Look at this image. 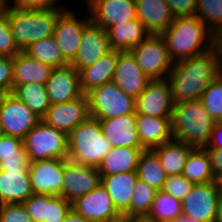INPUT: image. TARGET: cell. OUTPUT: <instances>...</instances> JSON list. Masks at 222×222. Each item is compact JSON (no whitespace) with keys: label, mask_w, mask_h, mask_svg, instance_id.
<instances>
[{"label":"cell","mask_w":222,"mask_h":222,"mask_svg":"<svg viewBox=\"0 0 222 222\" xmlns=\"http://www.w3.org/2000/svg\"><path fill=\"white\" fill-rule=\"evenodd\" d=\"M23 52L31 58L51 65L53 68L70 64L62 54L61 48L54 36H49L30 43Z\"/></svg>","instance_id":"cell-32"},{"label":"cell","mask_w":222,"mask_h":222,"mask_svg":"<svg viewBox=\"0 0 222 222\" xmlns=\"http://www.w3.org/2000/svg\"><path fill=\"white\" fill-rule=\"evenodd\" d=\"M127 222H156L148 216H131L127 217Z\"/></svg>","instance_id":"cell-52"},{"label":"cell","mask_w":222,"mask_h":222,"mask_svg":"<svg viewBox=\"0 0 222 222\" xmlns=\"http://www.w3.org/2000/svg\"><path fill=\"white\" fill-rule=\"evenodd\" d=\"M222 74V41L212 50L175 62L168 75L174 104L200 100L202 93Z\"/></svg>","instance_id":"cell-1"},{"label":"cell","mask_w":222,"mask_h":222,"mask_svg":"<svg viewBox=\"0 0 222 222\" xmlns=\"http://www.w3.org/2000/svg\"><path fill=\"white\" fill-rule=\"evenodd\" d=\"M89 117L88 97L83 94L70 102L52 104L42 120L68 135Z\"/></svg>","instance_id":"cell-17"},{"label":"cell","mask_w":222,"mask_h":222,"mask_svg":"<svg viewBox=\"0 0 222 222\" xmlns=\"http://www.w3.org/2000/svg\"><path fill=\"white\" fill-rule=\"evenodd\" d=\"M84 4L91 22L105 29L137 18L135 0H87Z\"/></svg>","instance_id":"cell-14"},{"label":"cell","mask_w":222,"mask_h":222,"mask_svg":"<svg viewBox=\"0 0 222 222\" xmlns=\"http://www.w3.org/2000/svg\"><path fill=\"white\" fill-rule=\"evenodd\" d=\"M22 204L33 222L46 221L48 195L33 194Z\"/></svg>","instance_id":"cell-43"},{"label":"cell","mask_w":222,"mask_h":222,"mask_svg":"<svg viewBox=\"0 0 222 222\" xmlns=\"http://www.w3.org/2000/svg\"><path fill=\"white\" fill-rule=\"evenodd\" d=\"M182 215L181 201L172 195L159 190L152 202L151 209L147 215L156 222H172Z\"/></svg>","instance_id":"cell-35"},{"label":"cell","mask_w":222,"mask_h":222,"mask_svg":"<svg viewBox=\"0 0 222 222\" xmlns=\"http://www.w3.org/2000/svg\"><path fill=\"white\" fill-rule=\"evenodd\" d=\"M45 86L51 105L70 102L83 95L79 71L71 64L53 68Z\"/></svg>","instance_id":"cell-19"},{"label":"cell","mask_w":222,"mask_h":222,"mask_svg":"<svg viewBox=\"0 0 222 222\" xmlns=\"http://www.w3.org/2000/svg\"><path fill=\"white\" fill-rule=\"evenodd\" d=\"M195 15L222 41V0H197Z\"/></svg>","instance_id":"cell-36"},{"label":"cell","mask_w":222,"mask_h":222,"mask_svg":"<svg viewBox=\"0 0 222 222\" xmlns=\"http://www.w3.org/2000/svg\"><path fill=\"white\" fill-rule=\"evenodd\" d=\"M74 13L76 12L65 9L58 16L53 35L69 63L75 59L84 28L91 22L89 14L78 18Z\"/></svg>","instance_id":"cell-13"},{"label":"cell","mask_w":222,"mask_h":222,"mask_svg":"<svg viewBox=\"0 0 222 222\" xmlns=\"http://www.w3.org/2000/svg\"><path fill=\"white\" fill-rule=\"evenodd\" d=\"M220 200L216 181L194 184L181 202L182 215L200 222H215Z\"/></svg>","instance_id":"cell-10"},{"label":"cell","mask_w":222,"mask_h":222,"mask_svg":"<svg viewBox=\"0 0 222 222\" xmlns=\"http://www.w3.org/2000/svg\"><path fill=\"white\" fill-rule=\"evenodd\" d=\"M157 190L138 179L131 198L129 217L147 216L155 199Z\"/></svg>","instance_id":"cell-37"},{"label":"cell","mask_w":222,"mask_h":222,"mask_svg":"<svg viewBox=\"0 0 222 222\" xmlns=\"http://www.w3.org/2000/svg\"><path fill=\"white\" fill-rule=\"evenodd\" d=\"M141 70L150 80L168 78L174 62L170 58L165 41L160 34H150L132 50Z\"/></svg>","instance_id":"cell-8"},{"label":"cell","mask_w":222,"mask_h":222,"mask_svg":"<svg viewBox=\"0 0 222 222\" xmlns=\"http://www.w3.org/2000/svg\"><path fill=\"white\" fill-rule=\"evenodd\" d=\"M0 170H29L28 157L5 158L0 162Z\"/></svg>","instance_id":"cell-48"},{"label":"cell","mask_w":222,"mask_h":222,"mask_svg":"<svg viewBox=\"0 0 222 222\" xmlns=\"http://www.w3.org/2000/svg\"><path fill=\"white\" fill-rule=\"evenodd\" d=\"M193 187L194 183L189 182L182 174H178L167 177L162 191L182 202Z\"/></svg>","instance_id":"cell-40"},{"label":"cell","mask_w":222,"mask_h":222,"mask_svg":"<svg viewBox=\"0 0 222 222\" xmlns=\"http://www.w3.org/2000/svg\"><path fill=\"white\" fill-rule=\"evenodd\" d=\"M9 1L10 0H6V7H9V8H17V9L64 8L63 6L58 4V0H13V2L11 1L9 2Z\"/></svg>","instance_id":"cell-45"},{"label":"cell","mask_w":222,"mask_h":222,"mask_svg":"<svg viewBox=\"0 0 222 222\" xmlns=\"http://www.w3.org/2000/svg\"><path fill=\"white\" fill-rule=\"evenodd\" d=\"M62 222H91L85 219L82 215L78 214L76 211L71 209L68 215L64 218Z\"/></svg>","instance_id":"cell-51"},{"label":"cell","mask_w":222,"mask_h":222,"mask_svg":"<svg viewBox=\"0 0 222 222\" xmlns=\"http://www.w3.org/2000/svg\"><path fill=\"white\" fill-rule=\"evenodd\" d=\"M33 194L28 170H0V204L23 203Z\"/></svg>","instance_id":"cell-26"},{"label":"cell","mask_w":222,"mask_h":222,"mask_svg":"<svg viewBox=\"0 0 222 222\" xmlns=\"http://www.w3.org/2000/svg\"><path fill=\"white\" fill-rule=\"evenodd\" d=\"M112 149L99 119L89 117L68 134V160L98 168Z\"/></svg>","instance_id":"cell-4"},{"label":"cell","mask_w":222,"mask_h":222,"mask_svg":"<svg viewBox=\"0 0 222 222\" xmlns=\"http://www.w3.org/2000/svg\"><path fill=\"white\" fill-rule=\"evenodd\" d=\"M72 209L91 222H115L122 218L102 184L73 202Z\"/></svg>","instance_id":"cell-16"},{"label":"cell","mask_w":222,"mask_h":222,"mask_svg":"<svg viewBox=\"0 0 222 222\" xmlns=\"http://www.w3.org/2000/svg\"><path fill=\"white\" fill-rule=\"evenodd\" d=\"M172 118L137 115L139 142L144 150H152L173 139Z\"/></svg>","instance_id":"cell-23"},{"label":"cell","mask_w":222,"mask_h":222,"mask_svg":"<svg viewBox=\"0 0 222 222\" xmlns=\"http://www.w3.org/2000/svg\"><path fill=\"white\" fill-rule=\"evenodd\" d=\"M160 35L174 63L204 54L220 42L196 15L175 17Z\"/></svg>","instance_id":"cell-2"},{"label":"cell","mask_w":222,"mask_h":222,"mask_svg":"<svg viewBox=\"0 0 222 222\" xmlns=\"http://www.w3.org/2000/svg\"><path fill=\"white\" fill-rule=\"evenodd\" d=\"M101 184V174L96 167L64 159L62 197L70 202L86 195Z\"/></svg>","instance_id":"cell-11"},{"label":"cell","mask_w":222,"mask_h":222,"mask_svg":"<svg viewBox=\"0 0 222 222\" xmlns=\"http://www.w3.org/2000/svg\"><path fill=\"white\" fill-rule=\"evenodd\" d=\"M174 17L193 16L197 0H166Z\"/></svg>","instance_id":"cell-47"},{"label":"cell","mask_w":222,"mask_h":222,"mask_svg":"<svg viewBox=\"0 0 222 222\" xmlns=\"http://www.w3.org/2000/svg\"><path fill=\"white\" fill-rule=\"evenodd\" d=\"M115 222H127V217H122L120 220H117Z\"/></svg>","instance_id":"cell-58"},{"label":"cell","mask_w":222,"mask_h":222,"mask_svg":"<svg viewBox=\"0 0 222 222\" xmlns=\"http://www.w3.org/2000/svg\"><path fill=\"white\" fill-rule=\"evenodd\" d=\"M173 139L194 148H206L215 121L200 100L174 104L172 114Z\"/></svg>","instance_id":"cell-3"},{"label":"cell","mask_w":222,"mask_h":222,"mask_svg":"<svg viewBox=\"0 0 222 222\" xmlns=\"http://www.w3.org/2000/svg\"><path fill=\"white\" fill-rule=\"evenodd\" d=\"M174 102L169 81L151 80L136 98V115L172 118Z\"/></svg>","instance_id":"cell-12"},{"label":"cell","mask_w":222,"mask_h":222,"mask_svg":"<svg viewBox=\"0 0 222 222\" xmlns=\"http://www.w3.org/2000/svg\"><path fill=\"white\" fill-rule=\"evenodd\" d=\"M112 50L107 29L90 22L83 31L75 59L70 63L76 69L95 64Z\"/></svg>","instance_id":"cell-18"},{"label":"cell","mask_w":222,"mask_h":222,"mask_svg":"<svg viewBox=\"0 0 222 222\" xmlns=\"http://www.w3.org/2000/svg\"><path fill=\"white\" fill-rule=\"evenodd\" d=\"M205 149H222V122H215L210 142Z\"/></svg>","instance_id":"cell-50"},{"label":"cell","mask_w":222,"mask_h":222,"mask_svg":"<svg viewBox=\"0 0 222 222\" xmlns=\"http://www.w3.org/2000/svg\"><path fill=\"white\" fill-rule=\"evenodd\" d=\"M143 148L112 147L97 168L101 176L136 171Z\"/></svg>","instance_id":"cell-29"},{"label":"cell","mask_w":222,"mask_h":222,"mask_svg":"<svg viewBox=\"0 0 222 222\" xmlns=\"http://www.w3.org/2000/svg\"><path fill=\"white\" fill-rule=\"evenodd\" d=\"M6 7V0H0V10Z\"/></svg>","instance_id":"cell-57"},{"label":"cell","mask_w":222,"mask_h":222,"mask_svg":"<svg viewBox=\"0 0 222 222\" xmlns=\"http://www.w3.org/2000/svg\"><path fill=\"white\" fill-rule=\"evenodd\" d=\"M137 19L151 34H161L174 20L166 0H135Z\"/></svg>","instance_id":"cell-25"},{"label":"cell","mask_w":222,"mask_h":222,"mask_svg":"<svg viewBox=\"0 0 222 222\" xmlns=\"http://www.w3.org/2000/svg\"><path fill=\"white\" fill-rule=\"evenodd\" d=\"M65 8H9V23L17 47L23 51L30 43L54 35L58 16Z\"/></svg>","instance_id":"cell-5"},{"label":"cell","mask_w":222,"mask_h":222,"mask_svg":"<svg viewBox=\"0 0 222 222\" xmlns=\"http://www.w3.org/2000/svg\"><path fill=\"white\" fill-rule=\"evenodd\" d=\"M215 222H222V198L219 200Z\"/></svg>","instance_id":"cell-54"},{"label":"cell","mask_w":222,"mask_h":222,"mask_svg":"<svg viewBox=\"0 0 222 222\" xmlns=\"http://www.w3.org/2000/svg\"><path fill=\"white\" fill-rule=\"evenodd\" d=\"M72 209V204L62 196L48 195L46 221L62 222Z\"/></svg>","instance_id":"cell-41"},{"label":"cell","mask_w":222,"mask_h":222,"mask_svg":"<svg viewBox=\"0 0 222 222\" xmlns=\"http://www.w3.org/2000/svg\"><path fill=\"white\" fill-rule=\"evenodd\" d=\"M112 81L124 93L136 99L151 80L141 70L131 51H119Z\"/></svg>","instance_id":"cell-20"},{"label":"cell","mask_w":222,"mask_h":222,"mask_svg":"<svg viewBox=\"0 0 222 222\" xmlns=\"http://www.w3.org/2000/svg\"><path fill=\"white\" fill-rule=\"evenodd\" d=\"M182 175L194 184L216 181L212 171L211 159L205 148H194L190 152Z\"/></svg>","instance_id":"cell-31"},{"label":"cell","mask_w":222,"mask_h":222,"mask_svg":"<svg viewBox=\"0 0 222 222\" xmlns=\"http://www.w3.org/2000/svg\"><path fill=\"white\" fill-rule=\"evenodd\" d=\"M104 137L112 147L142 148L137 132V115L126 114L99 120Z\"/></svg>","instance_id":"cell-21"},{"label":"cell","mask_w":222,"mask_h":222,"mask_svg":"<svg viewBox=\"0 0 222 222\" xmlns=\"http://www.w3.org/2000/svg\"><path fill=\"white\" fill-rule=\"evenodd\" d=\"M211 159L212 171L215 178L222 176V149H206Z\"/></svg>","instance_id":"cell-49"},{"label":"cell","mask_w":222,"mask_h":222,"mask_svg":"<svg viewBox=\"0 0 222 222\" xmlns=\"http://www.w3.org/2000/svg\"><path fill=\"white\" fill-rule=\"evenodd\" d=\"M172 222H200V221L181 215L180 217H177L176 219H174Z\"/></svg>","instance_id":"cell-53"},{"label":"cell","mask_w":222,"mask_h":222,"mask_svg":"<svg viewBox=\"0 0 222 222\" xmlns=\"http://www.w3.org/2000/svg\"><path fill=\"white\" fill-rule=\"evenodd\" d=\"M13 57L0 56V88L13 92Z\"/></svg>","instance_id":"cell-46"},{"label":"cell","mask_w":222,"mask_h":222,"mask_svg":"<svg viewBox=\"0 0 222 222\" xmlns=\"http://www.w3.org/2000/svg\"><path fill=\"white\" fill-rule=\"evenodd\" d=\"M200 101L215 122H222V74L202 93Z\"/></svg>","instance_id":"cell-38"},{"label":"cell","mask_w":222,"mask_h":222,"mask_svg":"<svg viewBox=\"0 0 222 222\" xmlns=\"http://www.w3.org/2000/svg\"><path fill=\"white\" fill-rule=\"evenodd\" d=\"M10 93L3 88H0V108L4 103L5 98L9 95Z\"/></svg>","instance_id":"cell-55"},{"label":"cell","mask_w":222,"mask_h":222,"mask_svg":"<svg viewBox=\"0 0 222 222\" xmlns=\"http://www.w3.org/2000/svg\"><path fill=\"white\" fill-rule=\"evenodd\" d=\"M193 149L191 145L172 139L153 150L159 156L160 164L167 176H171L183 174L187 158Z\"/></svg>","instance_id":"cell-30"},{"label":"cell","mask_w":222,"mask_h":222,"mask_svg":"<svg viewBox=\"0 0 222 222\" xmlns=\"http://www.w3.org/2000/svg\"><path fill=\"white\" fill-rule=\"evenodd\" d=\"M41 120L23 101L10 93L0 108V133L23 140Z\"/></svg>","instance_id":"cell-9"},{"label":"cell","mask_w":222,"mask_h":222,"mask_svg":"<svg viewBox=\"0 0 222 222\" xmlns=\"http://www.w3.org/2000/svg\"><path fill=\"white\" fill-rule=\"evenodd\" d=\"M19 52L9 23V7H5L0 10V56L14 57Z\"/></svg>","instance_id":"cell-39"},{"label":"cell","mask_w":222,"mask_h":222,"mask_svg":"<svg viewBox=\"0 0 222 222\" xmlns=\"http://www.w3.org/2000/svg\"><path fill=\"white\" fill-rule=\"evenodd\" d=\"M11 157H28L23 140L0 133V162Z\"/></svg>","instance_id":"cell-42"},{"label":"cell","mask_w":222,"mask_h":222,"mask_svg":"<svg viewBox=\"0 0 222 222\" xmlns=\"http://www.w3.org/2000/svg\"><path fill=\"white\" fill-rule=\"evenodd\" d=\"M87 97L92 118L100 120L136 114V99L124 93L113 81L92 89Z\"/></svg>","instance_id":"cell-7"},{"label":"cell","mask_w":222,"mask_h":222,"mask_svg":"<svg viewBox=\"0 0 222 222\" xmlns=\"http://www.w3.org/2000/svg\"><path fill=\"white\" fill-rule=\"evenodd\" d=\"M138 178L157 191L162 190L167 174L160 164L159 156L152 150H143L137 166Z\"/></svg>","instance_id":"cell-33"},{"label":"cell","mask_w":222,"mask_h":222,"mask_svg":"<svg viewBox=\"0 0 222 222\" xmlns=\"http://www.w3.org/2000/svg\"><path fill=\"white\" fill-rule=\"evenodd\" d=\"M216 183L218 186L220 198H222V176L216 178Z\"/></svg>","instance_id":"cell-56"},{"label":"cell","mask_w":222,"mask_h":222,"mask_svg":"<svg viewBox=\"0 0 222 222\" xmlns=\"http://www.w3.org/2000/svg\"><path fill=\"white\" fill-rule=\"evenodd\" d=\"M29 163L68 159V135L41 120L23 139Z\"/></svg>","instance_id":"cell-6"},{"label":"cell","mask_w":222,"mask_h":222,"mask_svg":"<svg viewBox=\"0 0 222 222\" xmlns=\"http://www.w3.org/2000/svg\"><path fill=\"white\" fill-rule=\"evenodd\" d=\"M34 194L62 196L64 159H47L29 163Z\"/></svg>","instance_id":"cell-15"},{"label":"cell","mask_w":222,"mask_h":222,"mask_svg":"<svg viewBox=\"0 0 222 222\" xmlns=\"http://www.w3.org/2000/svg\"><path fill=\"white\" fill-rule=\"evenodd\" d=\"M110 45L118 51H131L151 33L136 18L107 28Z\"/></svg>","instance_id":"cell-28"},{"label":"cell","mask_w":222,"mask_h":222,"mask_svg":"<svg viewBox=\"0 0 222 222\" xmlns=\"http://www.w3.org/2000/svg\"><path fill=\"white\" fill-rule=\"evenodd\" d=\"M138 179L137 171L101 176L102 186L108 191L122 217H129L131 198Z\"/></svg>","instance_id":"cell-22"},{"label":"cell","mask_w":222,"mask_h":222,"mask_svg":"<svg viewBox=\"0 0 222 222\" xmlns=\"http://www.w3.org/2000/svg\"><path fill=\"white\" fill-rule=\"evenodd\" d=\"M0 222H33L22 203L0 204Z\"/></svg>","instance_id":"cell-44"},{"label":"cell","mask_w":222,"mask_h":222,"mask_svg":"<svg viewBox=\"0 0 222 222\" xmlns=\"http://www.w3.org/2000/svg\"><path fill=\"white\" fill-rule=\"evenodd\" d=\"M12 93L41 118L46 115L51 106L46 86L43 84H20L13 89Z\"/></svg>","instance_id":"cell-34"},{"label":"cell","mask_w":222,"mask_h":222,"mask_svg":"<svg viewBox=\"0 0 222 222\" xmlns=\"http://www.w3.org/2000/svg\"><path fill=\"white\" fill-rule=\"evenodd\" d=\"M118 54V50L112 49L95 64L77 69L79 71L80 89L83 94L112 81Z\"/></svg>","instance_id":"cell-24"},{"label":"cell","mask_w":222,"mask_h":222,"mask_svg":"<svg viewBox=\"0 0 222 222\" xmlns=\"http://www.w3.org/2000/svg\"><path fill=\"white\" fill-rule=\"evenodd\" d=\"M13 89L20 84L38 83L45 85L53 67L29 57L23 51L13 57Z\"/></svg>","instance_id":"cell-27"}]
</instances>
